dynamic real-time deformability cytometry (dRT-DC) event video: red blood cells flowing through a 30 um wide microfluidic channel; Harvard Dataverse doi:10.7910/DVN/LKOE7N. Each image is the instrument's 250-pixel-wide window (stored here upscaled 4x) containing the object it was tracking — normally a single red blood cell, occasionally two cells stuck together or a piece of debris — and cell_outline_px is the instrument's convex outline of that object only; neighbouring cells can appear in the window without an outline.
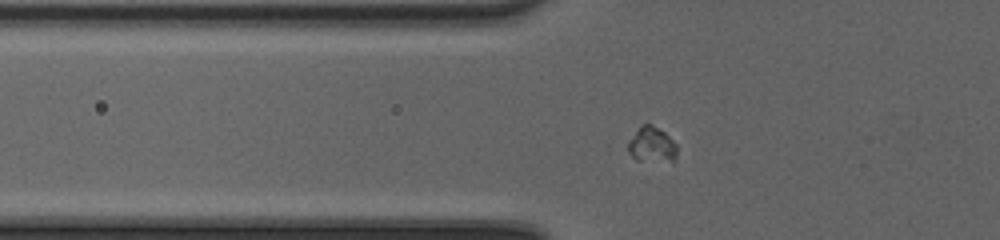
{"species": "common noctule bat (a hibernating species)", "species_latin": "Nyctalus noctula", "temperature_condition": "cold", "stored_images_in_passage": 40, "camera_frame_rate_fps": 3000, "um_per_image_px": 0.085, "animal": {"sex": "female", "body_mass_g": 20.0, "forearm_length_mm": 54.0}, "frame": {"image": 1, "passage_image": 7, "time_ms": 2.0, "image_size_px": [1000, 240], "cell_outline_px": [[676, 156], [672, 164], [636, 160], [628, 152], [628, 140], [644, 124], [652, 124], [664, 132], [676, 144]], "centroid_in_image_um": [55.43, 12.37], "position_along_channel_um": 70.4, "area_um2": 10.29}}
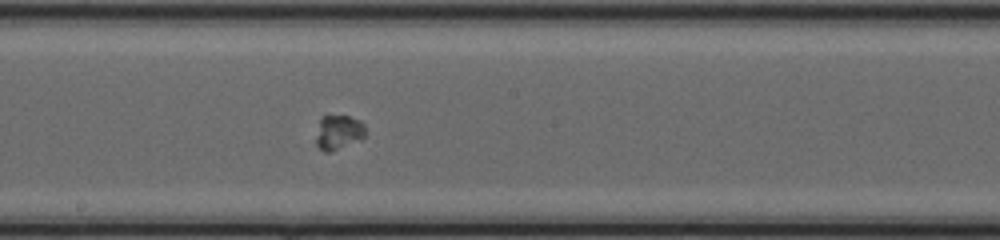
{"frame": {"image": 2, "passage_image": 18, "time_ms": 5.667, "image_size_px": [1000, 240], "cell_outline_px": [[364, 136], [360, 140], [332, 152], [324, 152], [316, 144], [316, 136], [320, 116], [348, 116], [360, 120], [364, 124]], "centroid_in_image_um": [28.76, 11.25], "position_along_channel_um": 219.4, "area_um2": 10.0}}
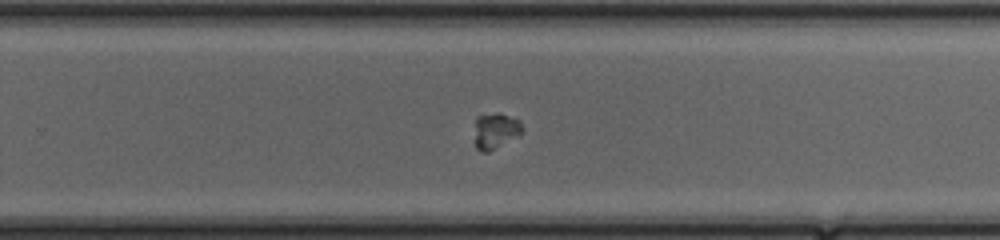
{"frame": {"image": 3, "passage_image": 23, "time_ms": 7.333, "image_size_px": [1000, 240], "cell_outline_px": [[524, 128], [520, 136], [488, 152], [484, 152], [476, 148], [476, 116], [496, 112], [500, 112], [520, 120]], "centroid_in_image_um": [42.18, 11.1], "position_along_channel_um": 287.6, "area_um2": 10.12}}